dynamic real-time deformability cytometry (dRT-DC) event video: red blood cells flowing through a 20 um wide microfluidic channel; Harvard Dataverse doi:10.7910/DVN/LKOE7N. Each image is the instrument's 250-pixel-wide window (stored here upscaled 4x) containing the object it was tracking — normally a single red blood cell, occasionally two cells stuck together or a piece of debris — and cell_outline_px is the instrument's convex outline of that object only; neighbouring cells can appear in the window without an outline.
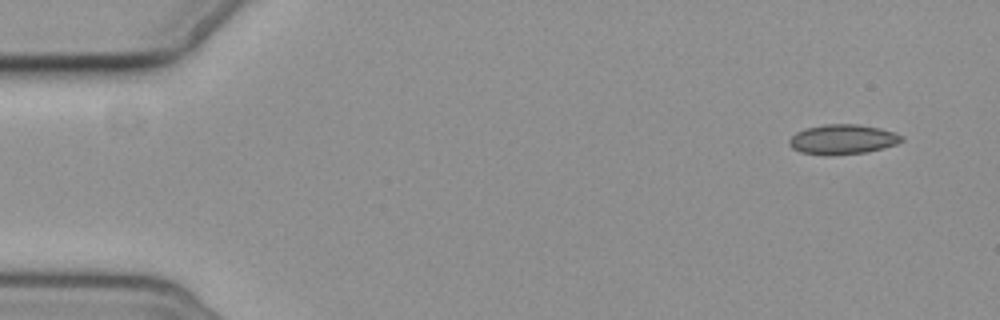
{"species": "common noctule bat (a hibernating species)", "species_latin": "Nyctalus noctula", "temperature_condition": "cold", "stored_images_in_passage": 5, "camera_frame_rate_fps": 3000, "um_per_image_px": 0.085, "animal": {"sex": "female", "body_mass_g": 19.3, "forearm_length_mm": 54.1}, "frame": {"image": 1, "passage_image": 1, "time_ms": 0.0, "image_size_px": [1000, 320], "cell_outline_px": [[904, 140], [896, 144], [884, 148], [868, 152], [832, 156], [824, 156], [800, 152], [792, 148], [788, 144], [788, 140], [796, 132], [804, 128], [824, 124], [856, 124], [880, 128], [896, 132], [904, 136]], "centroid_in_image_um": [71.62, 11.86], "position_along_channel_um": 13.4, "area_um2": 20.0}}
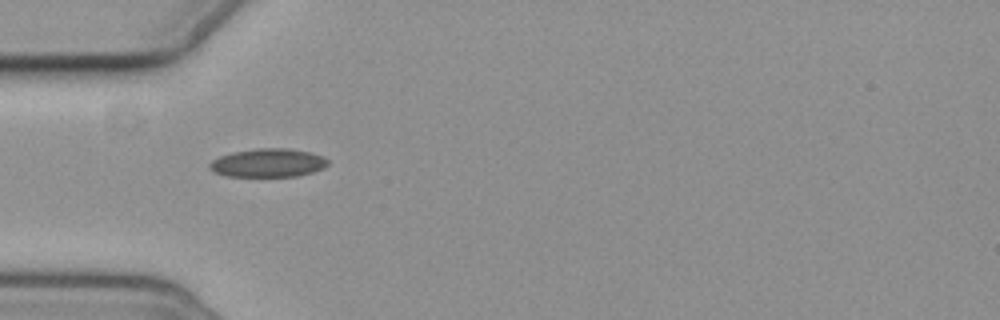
{"frame": {"image": 2, "passage_image": 5, "time_ms": 4.667, "image_size_px": [1000, 320], "cell_outline_px": [[328, 164], [324, 168], [312, 172], [296, 176], [228, 176], [216, 172], [208, 168], [208, 164], [212, 160], [220, 156], [232, 152], [256, 148], [288, 148], [312, 152], [324, 156], [328, 160]], "centroid_in_image_um": [22.8, 13.83], "position_along_channel_um": 62.2, "area_um2": 19.71}}